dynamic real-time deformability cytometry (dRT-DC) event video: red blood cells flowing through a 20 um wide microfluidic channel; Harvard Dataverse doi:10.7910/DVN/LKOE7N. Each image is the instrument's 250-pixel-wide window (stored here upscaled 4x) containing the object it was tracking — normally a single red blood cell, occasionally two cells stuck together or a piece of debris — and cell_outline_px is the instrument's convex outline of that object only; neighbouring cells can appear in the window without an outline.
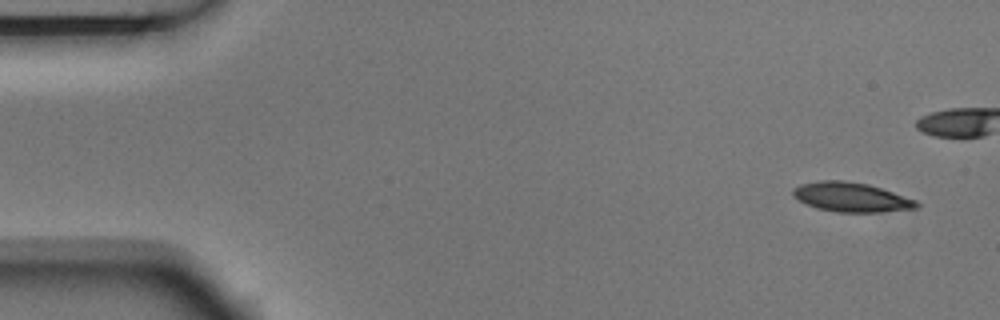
{"species": "Egyptian fruit bat (a non-hibernating species)", "species_latin": "Rousettus aegyptiacus", "temperature_condition": "room temperature", "stored_images_in_passage": 9, "camera_frame_rate_fps": 3000, "um_per_image_px": 0.085, "animal": {"sex": "male"}, "frame": {"image": 1, "passage_image": 1, "time_ms": 0.0, "image_size_px": [1000, 320], "cell_outline_px": [[920, 208], [876, 212], [836, 212], [816, 208], [792, 196], [792, 188], [800, 184], [820, 180], [844, 180], [868, 184], [916, 200], [920, 204]], "centroid_in_image_um": [72.34, 16.75], "position_along_channel_um": 12.7, "area_um2": 21.15}}
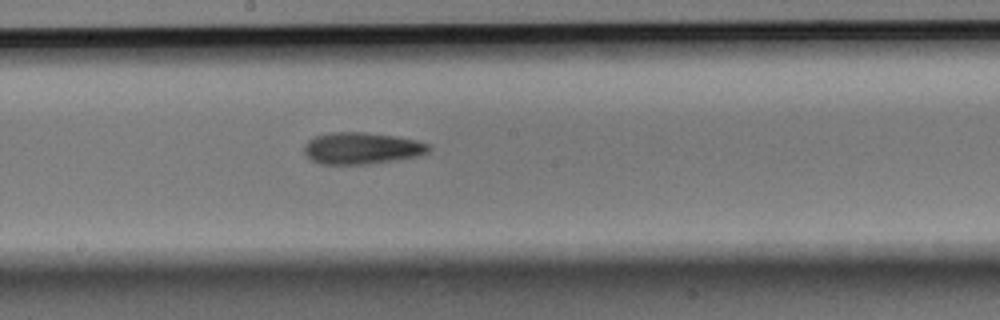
{"frame": {"image": 2, "passage_image": 9, "time_ms": 2.667, "image_size_px": [1000, 320], "cell_outline_px": [[432, 148], [428, 152], [420, 156], [396, 160], [368, 164], [320, 164], [304, 156], [304, 148], [308, 140], [316, 136], [332, 132], [364, 132], [396, 136], [416, 140], [428, 144]], "centroid_in_image_um": [30.75, 12.61], "position_along_channel_um": 217.4, "area_um2": 23.18}}